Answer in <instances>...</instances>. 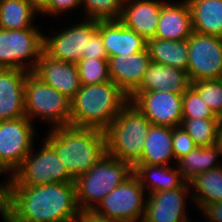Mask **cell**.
Returning <instances> with one entry per match:
<instances>
[{
  "label": "cell",
  "instance_id": "cell-1",
  "mask_svg": "<svg viewBox=\"0 0 222 222\" xmlns=\"http://www.w3.org/2000/svg\"><path fill=\"white\" fill-rule=\"evenodd\" d=\"M75 182L12 186L10 222H77Z\"/></svg>",
  "mask_w": 222,
  "mask_h": 222
},
{
  "label": "cell",
  "instance_id": "cell-2",
  "mask_svg": "<svg viewBox=\"0 0 222 222\" xmlns=\"http://www.w3.org/2000/svg\"><path fill=\"white\" fill-rule=\"evenodd\" d=\"M48 131L43 139L54 149L74 180L87 173L107 153L104 131L73 125Z\"/></svg>",
  "mask_w": 222,
  "mask_h": 222
},
{
  "label": "cell",
  "instance_id": "cell-3",
  "mask_svg": "<svg viewBox=\"0 0 222 222\" xmlns=\"http://www.w3.org/2000/svg\"><path fill=\"white\" fill-rule=\"evenodd\" d=\"M128 102V96L111 80L81 85L71 100V125L105 132Z\"/></svg>",
  "mask_w": 222,
  "mask_h": 222
},
{
  "label": "cell",
  "instance_id": "cell-4",
  "mask_svg": "<svg viewBox=\"0 0 222 222\" xmlns=\"http://www.w3.org/2000/svg\"><path fill=\"white\" fill-rule=\"evenodd\" d=\"M151 122L130 101L112 121L106 134L107 154L132 167L141 159Z\"/></svg>",
  "mask_w": 222,
  "mask_h": 222
},
{
  "label": "cell",
  "instance_id": "cell-5",
  "mask_svg": "<svg viewBox=\"0 0 222 222\" xmlns=\"http://www.w3.org/2000/svg\"><path fill=\"white\" fill-rule=\"evenodd\" d=\"M133 167L107 153L87 173L75 180L76 202L80 211H93L128 176Z\"/></svg>",
  "mask_w": 222,
  "mask_h": 222
},
{
  "label": "cell",
  "instance_id": "cell-6",
  "mask_svg": "<svg viewBox=\"0 0 222 222\" xmlns=\"http://www.w3.org/2000/svg\"><path fill=\"white\" fill-rule=\"evenodd\" d=\"M25 116L32 122L42 121L50 129L71 125V100L47 85L32 71L25 81Z\"/></svg>",
  "mask_w": 222,
  "mask_h": 222
},
{
  "label": "cell",
  "instance_id": "cell-7",
  "mask_svg": "<svg viewBox=\"0 0 222 222\" xmlns=\"http://www.w3.org/2000/svg\"><path fill=\"white\" fill-rule=\"evenodd\" d=\"M14 171L13 186H43L50 183L75 182L54 149L44 140Z\"/></svg>",
  "mask_w": 222,
  "mask_h": 222
},
{
  "label": "cell",
  "instance_id": "cell-8",
  "mask_svg": "<svg viewBox=\"0 0 222 222\" xmlns=\"http://www.w3.org/2000/svg\"><path fill=\"white\" fill-rule=\"evenodd\" d=\"M39 28H0V68L31 72L43 52L44 34Z\"/></svg>",
  "mask_w": 222,
  "mask_h": 222
},
{
  "label": "cell",
  "instance_id": "cell-9",
  "mask_svg": "<svg viewBox=\"0 0 222 222\" xmlns=\"http://www.w3.org/2000/svg\"><path fill=\"white\" fill-rule=\"evenodd\" d=\"M147 196L139 177L133 172L113 189L93 211L118 222H142Z\"/></svg>",
  "mask_w": 222,
  "mask_h": 222
},
{
  "label": "cell",
  "instance_id": "cell-10",
  "mask_svg": "<svg viewBox=\"0 0 222 222\" xmlns=\"http://www.w3.org/2000/svg\"><path fill=\"white\" fill-rule=\"evenodd\" d=\"M35 123L26 116L0 121V172L13 174L36 143Z\"/></svg>",
  "mask_w": 222,
  "mask_h": 222
},
{
  "label": "cell",
  "instance_id": "cell-11",
  "mask_svg": "<svg viewBox=\"0 0 222 222\" xmlns=\"http://www.w3.org/2000/svg\"><path fill=\"white\" fill-rule=\"evenodd\" d=\"M81 20V21H80ZM76 24L47 36L44 32L43 51L50 57L77 64L86 53L87 41L98 30V19H80Z\"/></svg>",
  "mask_w": 222,
  "mask_h": 222
},
{
  "label": "cell",
  "instance_id": "cell-12",
  "mask_svg": "<svg viewBox=\"0 0 222 222\" xmlns=\"http://www.w3.org/2000/svg\"><path fill=\"white\" fill-rule=\"evenodd\" d=\"M188 40L187 73L192 82L221 79L222 37L193 32Z\"/></svg>",
  "mask_w": 222,
  "mask_h": 222
},
{
  "label": "cell",
  "instance_id": "cell-13",
  "mask_svg": "<svg viewBox=\"0 0 222 222\" xmlns=\"http://www.w3.org/2000/svg\"><path fill=\"white\" fill-rule=\"evenodd\" d=\"M129 101L155 126H181L183 94L176 92L146 91L132 93Z\"/></svg>",
  "mask_w": 222,
  "mask_h": 222
},
{
  "label": "cell",
  "instance_id": "cell-14",
  "mask_svg": "<svg viewBox=\"0 0 222 222\" xmlns=\"http://www.w3.org/2000/svg\"><path fill=\"white\" fill-rule=\"evenodd\" d=\"M188 200L193 204L188 182L173 190L148 194L142 222H191Z\"/></svg>",
  "mask_w": 222,
  "mask_h": 222
},
{
  "label": "cell",
  "instance_id": "cell-15",
  "mask_svg": "<svg viewBox=\"0 0 222 222\" xmlns=\"http://www.w3.org/2000/svg\"><path fill=\"white\" fill-rule=\"evenodd\" d=\"M32 72L70 100L81 88L76 64L54 59L44 51Z\"/></svg>",
  "mask_w": 222,
  "mask_h": 222
},
{
  "label": "cell",
  "instance_id": "cell-16",
  "mask_svg": "<svg viewBox=\"0 0 222 222\" xmlns=\"http://www.w3.org/2000/svg\"><path fill=\"white\" fill-rule=\"evenodd\" d=\"M151 62L147 48L128 56L108 58L109 77L128 97L140 86Z\"/></svg>",
  "mask_w": 222,
  "mask_h": 222
},
{
  "label": "cell",
  "instance_id": "cell-17",
  "mask_svg": "<svg viewBox=\"0 0 222 222\" xmlns=\"http://www.w3.org/2000/svg\"><path fill=\"white\" fill-rule=\"evenodd\" d=\"M29 72L0 68V121L25 117V81Z\"/></svg>",
  "mask_w": 222,
  "mask_h": 222
},
{
  "label": "cell",
  "instance_id": "cell-18",
  "mask_svg": "<svg viewBox=\"0 0 222 222\" xmlns=\"http://www.w3.org/2000/svg\"><path fill=\"white\" fill-rule=\"evenodd\" d=\"M166 0H125L120 21L146 41L155 38L162 4Z\"/></svg>",
  "mask_w": 222,
  "mask_h": 222
},
{
  "label": "cell",
  "instance_id": "cell-19",
  "mask_svg": "<svg viewBox=\"0 0 222 222\" xmlns=\"http://www.w3.org/2000/svg\"><path fill=\"white\" fill-rule=\"evenodd\" d=\"M192 34L193 24L187 0H166L162 4L155 38L182 41Z\"/></svg>",
  "mask_w": 222,
  "mask_h": 222
},
{
  "label": "cell",
  "instance_id": "cell-20",
  "mask_svg": "<svg viewBox=\"0 0 222 222\" xmlns=\"http://www.w3.org/2000/svg\"><path fill=\"white\" fill-rule=\"evenodd\" d=\"M109 57L131 55L147 48V41L120 20H99L98 30Z\"/></svg>",
  "mask_w": 222,
  "mask_h": 222
},
{
  "label": "cell",
  "instance_id": "cell-21",
  "mask_svg": "<svg viewBox=\"0 0 222 222\" xmlns=\"http://www.w3.org/2000/svg\"><path fill=\"white\" fill-rule=\"evenodd\" d=\"M190 86L191 81L186 71L151 61L140 86L133 93L160 90L183 94Z\"/></svg>",
  "mask_w": 222,
  "mask_h": 222
},
{
  "label": "cell",
  "instance_id": "cell-22",
  "mask_svg": "<svg viewBox=\"0 0 222 222\" xmlns=\"http://www.w3.org/2000/svg\"><path fill=\"white\" fill-rule=\"evenodd\" d=\"M136 164H177L173 151L171 127L151 125L145 138L142 157Z\"/></svg>",
  "mask_w": 222,
  "mask_h": 222
},
{
  "label": "cell",
  "instance_id": "cell-23",
  "mask_svg": "<svg viewBox=\"0 0 222 222\" xmlns=\"http://www.w3.org/2000/svg\"><path fill=\"white\" fill-rule=\"evenodd\" d=\"M133 172L147 194L173 190L185 183L176 165L135 164Z\"/></svg>",
  "mask_w": 222,
  "mask_h": 222
},
{
  "label": "cell",
  "instance_id": "cell-24",
  "mask_svg": "<svg viewBox=\"0 0 222 222\" xmlns=\"http://www.w3.org/2000/svg\"><path fill=\"white\" fill-rule=\"evenodd\" d=\"M193 32L222 37V0H187Z\"/></svg>",
  "mask_w": 222,
  "mask_h": 222
},
{
  "label": "cell",
  "instance_id": "cell-25",
  "mask_svg": "<svg viewBox=\"0 0 222 222\" xmlns=\"http://www.w3.org/2000/svg\"><path fill=\"white\" fill-rule=\"evenodd\" d=\"M221 157L222 154L216 144L195 146L189 154L177 161L176 166L183 180L189 183L200 173L222 166Z\"/></svg>",
  "mask_w": 222,
  "mask_h": 222
},
{
  "label": "cell",
  "instance_id": "cell-26",
  "mask_svg": "<svg viewBox=\"0 0 222 222\" xmlns=\"http://www.w3.org/2000/svg\"><path fill=\"white\" fill-rule=\"evenodd\" d=\"M147 50L152 62L187 72L188 40L173 41L153 38L147 41Z\"/></svg>",
  "mask_w": 222,
  "mask_h": 222
},
{
  "label": "cell",
  "instance_id": "cell-27",
  "mask_svg": "<svg viewBox=\"0 0 222 222\" xmlns=\"http://www.w3.org/2000/svg\"><path fill=\"white\" fill-rule=\"evenodd\" d=\"M193 205L201 211L207 204L222 202V166L200 173L190 182Z\"/></svg>",
  "mask_w": 222,
  "mask_h": 222
},
{
  "label": "cell",
  "instance_id": "cell-28",
  "mask_svg": "<svg viewBox=\"0 0 222 222\" xmlns=\"http://www.w3.org/2000/svg\"><path fill=\"white\" fill-rule=\"evenodd\" d=\"M40 13L28 0H0V28L6 30L38 28L34 23Z\"/></svg>",
  "mask_w": 222,
  "mask_h": 222
},
{
  "label": "cell",
  "instance_id": "cell-29",
  "mask_svg": "<svg viewBox=\"0 0 222 222\" xmlns=\"http://www.w3.org/2000/svg\"><path fill=\"white\" fill-rule=\"evenodd\" d=\"M221 119H182L181 127L193 139L196 146L216 144L217 129Z\"/></svg>",
  "mask_w": 222,
  "mask_h": 222
},
{
  "label": "cell",
  "instance_id": "cell-30",
  "mask_svg": "<svg viewBox=\"0 0 222 222\" xmlns=\"http://www.w3.org/2000/svg\"><path fill=\"white\" fill-rule=\"evenodd\" d=\"M125 0H81L83 18L119 20Z\"/></svg>",
  "mask_w": 222,
  "mask_h": 222
},
{
  "label": "cell",
  "instance_id": "cell-31",
  "mask_svg": "<svg viewBox=\"0 0 222 222\" xmlns=\"http://www.w3.org/2000/svg\"><path fill=\"white\" fill-rule=\"evenodd\" d=\"M81 85L110 81L108 59H82L76 64Z\"/></svg>",
  "mask_w": 222,
  "mask_h": 222
},
{
  "label": "cell",
  "instance_id": "cell-32",
  "mask_svg": "<svg viewBox=\"0 0 222 222\" xmlns=\"http://www.w3.org/2000/svg\"><path fill=\"white\" fill-rule=\"evenodd\" d=\"M191 86L217 117L222 119V79L198 80Z\"/></svg>",
  "mask_w": 222,
  "mask_h": 222
},
{
  "label": "cell",
  "instance_id": "cell-33",
  "mask_svg": "<svg viewBox=\"0 0 222 222\" xmlns=\"http://www.w3.org/2000/svg\"><path fill=\"white\" fill-rule=\"evenodd\" d=\"M182 106L183 119H220L192 86L183 93Z\"/></svg>",
  "mask_w": 222,
  "mask_h": 222
},
{
  "label": "cell",
  "instance_id": "cell-34",
  "mask_svg": "<svg viewBox=\"0 0 222 222\" xmlns=\"http://www.w3.org/2000/svg\"><path fill=\"white\" fill-rule=\"evenodd\" d=\"M172 144L176 161L189 154L196 146L193 139L181 126L172 128Z\"/></svg>",
  "mask_w": 222,
  "mask_h": 222
},
{
  "label": "cell",
  "instance_id": "cell-35",
  "mask_svg": "<svg viewBox=\"0 0 222 222\" xmlns=\"http://www.w3.org/2000/svg\"><path fill=\"white\" fill-rule=\"evenodd\" d=\"M5 172H0L3 176ZM5 182H0V217L4 222L11 220L13 175L8 173Z\"/></svg>",
  "mask_w": 222,
  "mask_h": 222
},
{
  "label": "cell",
  "instance_id": "cell-36",
  "mask_svg": "<svg viewBox=\"0 0 222 222\" xmlns=\"http://www.w3.org/2000/svg\"><path fill=\"white\" fill-rule=\"evenodd\" d=\"M79 8H81V0H50L49 5L40 14L41 16L45 15V17H58V15L60 17V14L66 15L72 10L75 13L76 9Z\"/></svg>",
  "mask_w": 222,
  "mask_h": 222
},
{
  "label": "cell",
  "instance_id": "cell-37",
  "mask_svg": "<svg viewBox=\"0 0 222 222\" xmlns=\"http://www.w3.org/2000/svg\"><path fill=\"white\" fill-rule=\"evenodd\" d=\"M108 59V55L105 51L104 44L101 39V35L96 31L89 41H87L86 53H83L82 59Z\"/></svg>",
  "mask_w": 222,
  "mask_h": 222
},
{
  "label": "cell",
  "instance_id": "cell-38",
  "mask_svg": "<svg viewBox=\"0 0 222 222\" xmlns=\"http://www.w3.org/2000/svg\"><path fill=\"white\" fill-rule=\"evenodd\" d=\"M205 222H222V202L207 204L201 211Z\"/></svg>",
  "mask_w": 222,
  "mask_h": 222
},
{
  "label": "cell",
  "instance_id": "cell-39",
  "mask_svg": "<svg viewBox=\"0 0 222 222\" xmlns=\"http://www.w3.org/2000/svg\"><path fill=\"white\" fill-rule=\"evenodd\" d=\"M77 222H118L98 215L94 211H81Z\"/></svg>",
  "mask_w": 222,
  "mask_h": 222
},
{
  "label": "cell",
  "instance_id": "cell-40",
  "mask_svg": "<svg viewBox=\"0 0 222 222\" xmlns=\"http://www.w3.org/2000/svg\"><path fill=\"white\" fill-rule=\"evenodd\" d=\"M30 4L41 13L48 5L50 0H28Z\"/></svg>",
  "mask_w": 222,
  "mask_h": 222
},
{
  "label": "cell",
  "instance_id": "cell-41",
  "mask_svg": "<svg viewBox=\"0 0 222 222\" xmlns=\"http://www.w3.org/2000/svg\"><path fill=\"white\" fill-rule=\"evenodd\" d=\"M216 145L222 154V119L220 120L217 129Z\"/></svg>",
  "mask_w": 222,
  "mask_h": 222
}]
</instances>
